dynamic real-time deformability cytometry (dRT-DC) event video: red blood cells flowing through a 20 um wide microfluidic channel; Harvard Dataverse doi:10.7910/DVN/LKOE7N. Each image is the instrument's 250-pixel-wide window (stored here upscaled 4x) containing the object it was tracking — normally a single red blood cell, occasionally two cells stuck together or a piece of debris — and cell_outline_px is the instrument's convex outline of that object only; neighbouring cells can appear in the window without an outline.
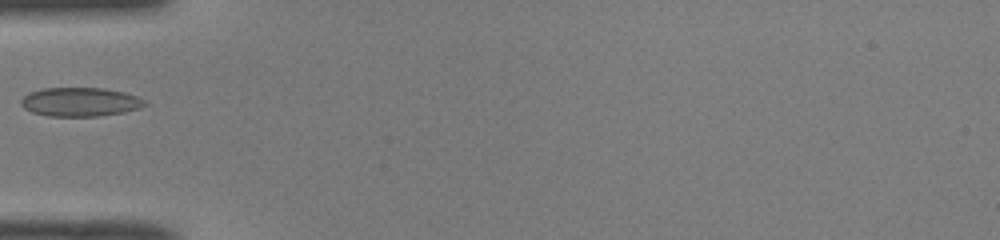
{"species": "common noctule bat (a hibernating species)", "species_latin": "Nyctalus noctula", "temperature_condition": "room temperature", "stored_images_in_passage": 31, "camera_frame_rate_fps": 3000, "um_per_image_px": 0.085, "animal": {"sex": "male", "body_mass_g": 19.0, "forearm_length_mm": 50.8}, "frame": {"image": 1, "passage_image": 1, "time_ms": 0.0, "image_size_px": [1000, 240], "cell_outline_px": [[148, 104], [140, 108], [124, 112], [96, 116], [48, 116], [32, 112], [24, 108], [20, 104], [20, 100], [28, 92], [44, 88], [104, 88], [124, 92], [136, 96], [144, 100]], "centroid_in_image_um": [6.8, 8.66], "position_along_channel_um": 78.2, "area_um2": 20.87}}
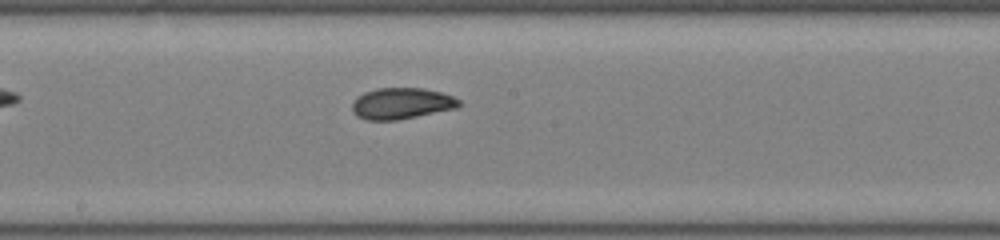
{"frame": {"image": 2, "passage_image": 11, "time_ms": 3.333, "image_size_px": [1000, 240], "cell_outline_px": [[460, 104], [456, 108], [396, 120], [364, 120], [356, 116], [352, 112], [352, 104], [356, 96], [364, 92], [376, 88], [420, 88], [440, 92], [452, 96], [460, 100]], "centroid_in_image_um": [34.06, 8.79], "position_along_channel_um": 214.1, "area_um2": 19.42}}
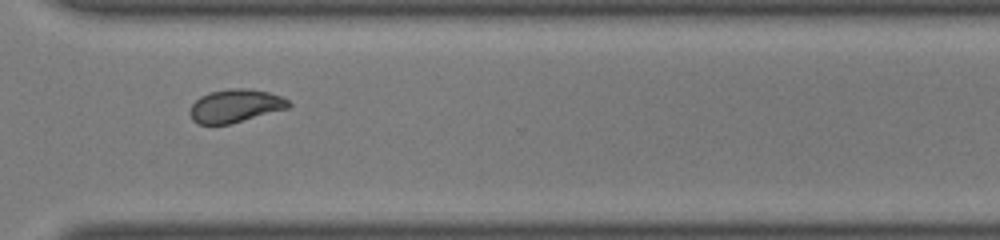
{"frame": {"image": 3, "passage_image": 21, "time_ms": 6.667, "image_size_px": [1000, 240], "cell_outline_px": [[292, 104], [288, 108], [228, 124], [196, 124], [192, 120], [188, 112], [188, 108], [200, 96], [208, 92], [228, 88], [248, 88], [268, 92], [280, 96], [288, 100]], "centroid_in_image_um": [19.95, 8.99], "position_along_channel_um": 350.7, "area_um2": 19.13}}